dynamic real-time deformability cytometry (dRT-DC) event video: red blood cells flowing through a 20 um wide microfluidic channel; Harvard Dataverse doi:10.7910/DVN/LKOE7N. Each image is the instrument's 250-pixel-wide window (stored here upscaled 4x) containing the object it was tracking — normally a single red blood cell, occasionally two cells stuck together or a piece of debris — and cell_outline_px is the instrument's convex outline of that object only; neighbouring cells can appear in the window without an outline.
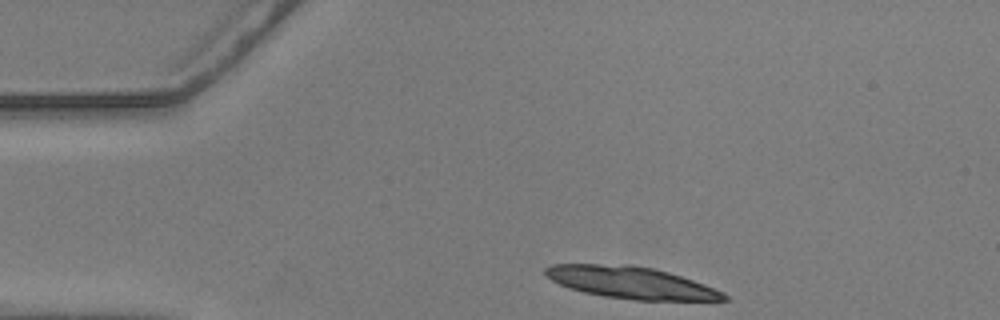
{"species": "common noctule bat (a hibernating species)", "species_latin": "Nyctalus noctula", "temperature_condition": "warm", "stored_images_in_passage": 46, "camera_frame_rate_fps": 3000, "um_per_image_px": 0.085, "animal": {"sex": "male", "body_mass_g": 20.5, "forearm_length_mm": 52.5}, "frame": {"image": 1, "passage_image": 1, "time_ms": 0.0, "image_size_px": [1000, 320], "cell_outline_px": [[728, 300], [636, 300], [604, 296], [584, 292], [568, 288], [552, 280], [544, 272], [544, 268], [552, 264], [628, 264], [652, 268], [668, 272], [704, 284], [724, 292], [728, 296]], "centroid_in_image_um": [53.62, 24.02], "position_along_channel_um": 31.4, "area_um2": 33.0}}
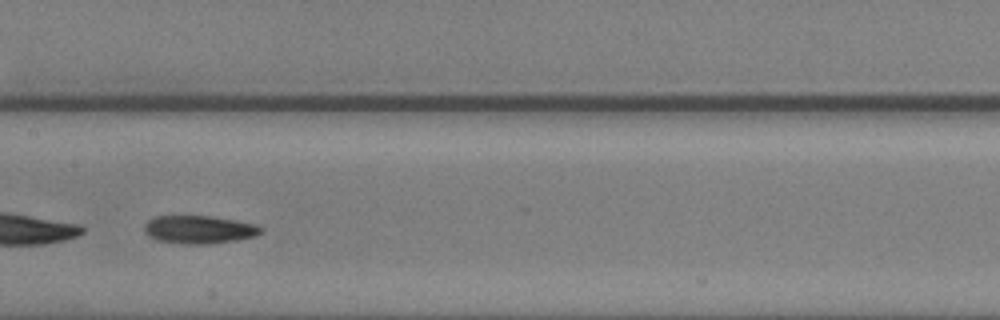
{"frame": {"image": 2, "passage_image": 19, "time_ms": 6.0, "image_size_px": [1000, 320], "cell_outline_px": [[264, 232], [256, 236], [236, 240], [204, 244], [180, 244], [156, 240], [148, 236], [144, 232], [144, 224], [148, 220], [156, 216], [208, 216], [236, 220], [256, 224], [264, 228]], "centroid_in_image_um": [16.93, 19.51], "position_along_channel_um": 190.5, "area_um2": 19.25}}
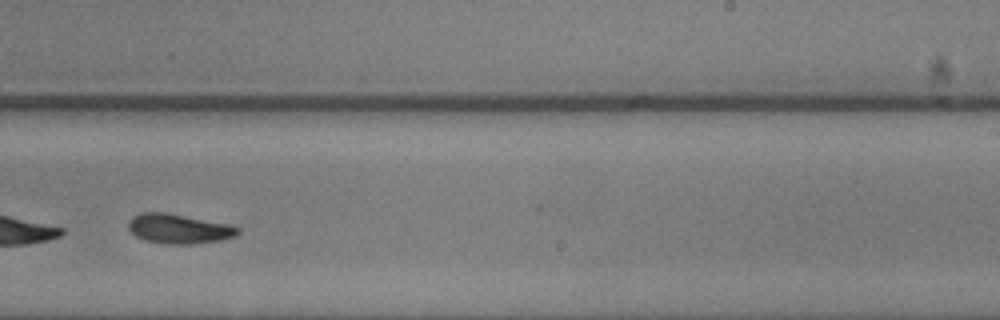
{"frame": {"image": 3, "passage_image": 26, "time_ms": 8.333, "image_size_px": [1000, 320], "cell_outline_px": [[240, 232], [236, 236], [220, 240], [188, 244], [164, 244], [144, 240], [136, 236], [128, 228], [128, 220], [132, 216], [140, 212], [164, 212], [228, 224], [240, 228]], "centroid_in_image_um": [15.16, 19.44], "position_along_channel_um": 273.8, "area_um2": 18.84}, "authors_computed_cell_mechanics": {"area_um2": 19.4497, "velocity_mm_per_s": 3.589, "shape_relaxation_time_tau1_ms": 3.4202, "shape_relaxation_time_tau2_ms": 3.0454, "deformation_change_tau1": 0.1219, "deformation_change_tau2": 0.0696}}